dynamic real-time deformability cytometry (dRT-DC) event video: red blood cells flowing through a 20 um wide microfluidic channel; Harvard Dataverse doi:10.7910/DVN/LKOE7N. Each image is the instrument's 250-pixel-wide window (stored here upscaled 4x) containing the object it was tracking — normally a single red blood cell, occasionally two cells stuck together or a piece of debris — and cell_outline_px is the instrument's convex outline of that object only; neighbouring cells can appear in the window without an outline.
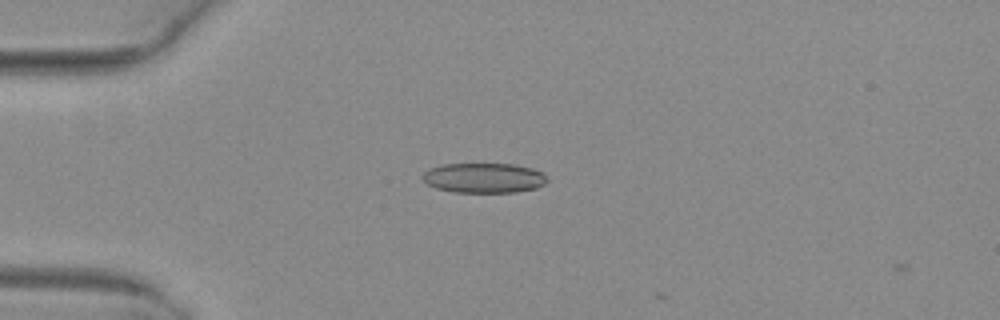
{"species": "common noctule bat (a hibernating species)", "species_latin": "Nyctalus noctula", "temperature_condition": "warm", "stored_images_in_passage": 5, "camera_frame_rate_fps": 3000, "um_per_image_px": 0.085, "animal": {"sex": "female", "body_mass_g": 29.2, "forearm_length_mm": 56.3}, "frame": {"image": 1, "passage_image": 4, "time_ms": 1.0, "image_size_px": [1000, 320], "cell_outline_px": [[548, 180], [544, 184], [536, 188], [516, 192], [452, 192], [436, 188], [428, 184], [420, 176], [424, 172], [440, 164], [512, 164], [532, 168], [540, 172]], "centroid_in_image_um": [41.1, 15.12], "position_along_channel_um": 43.9, "area_um2": 21.62}}